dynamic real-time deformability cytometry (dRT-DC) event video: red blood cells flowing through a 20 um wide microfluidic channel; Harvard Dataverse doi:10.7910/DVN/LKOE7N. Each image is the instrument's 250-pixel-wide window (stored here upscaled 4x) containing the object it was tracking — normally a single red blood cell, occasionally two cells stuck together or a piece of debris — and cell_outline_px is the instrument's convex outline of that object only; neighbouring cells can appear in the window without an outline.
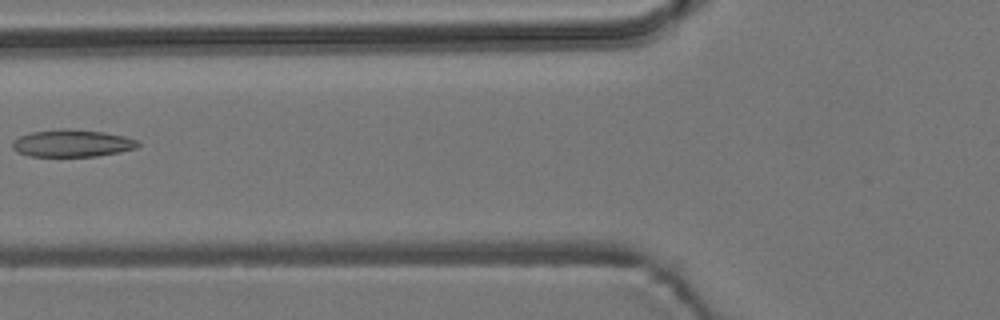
{"species": "common noctule bat (a hibernating species)", "species_latin": "Nyctalus noctula", "temperature_condition": "room temperature", "stored_images_in_passage": 6, "camera_frame_rate_fps": 3000, "um_per_image_px": 0.085, "animal": {"sex": "male", "body_mass_g": 19.2, "forearm_length_mm": 51.8}, "frame": {"image": 1, "passage_image": 5, "time_ms": 6.333, "image_size_px": [1000, 320], "cell_outline_px": [[140, 144], [136, 148], [120, 152], [96, 156], [28, 156], [16, 152], [12, 148], [12, 140], [20, 136], [32, 132], [64, 128], [68, 128], [104, 132], [124, 136], [136, 140]], "centroid_in_image_um": [6.1, 12.17], "position_along_channel_um": 119.7, "area_um2": 20.0}}
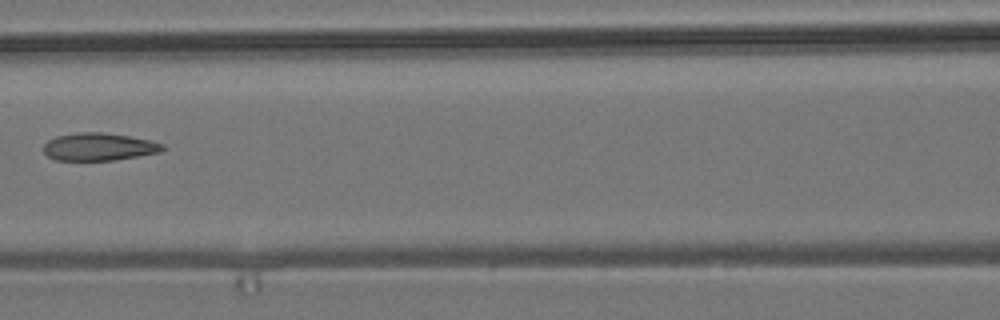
{"frame": {"image": 2, "passage_image": 6, "time_ms": 7.333, "image_size_px": [1000, 320], "cell_outline_px": [[164, 148], [160, 152], [112, 160], [56, 160], [48, 156], [44, 152], [44, 144], [48, 140], [56, 136], [76, 132], [104, 132], [128, 136], [148, 140], [164, 144]], "centroid_in_image_um": [8.37, 12.47], "position_along_channel_um": 158.2, "area_um2": 19.02}}